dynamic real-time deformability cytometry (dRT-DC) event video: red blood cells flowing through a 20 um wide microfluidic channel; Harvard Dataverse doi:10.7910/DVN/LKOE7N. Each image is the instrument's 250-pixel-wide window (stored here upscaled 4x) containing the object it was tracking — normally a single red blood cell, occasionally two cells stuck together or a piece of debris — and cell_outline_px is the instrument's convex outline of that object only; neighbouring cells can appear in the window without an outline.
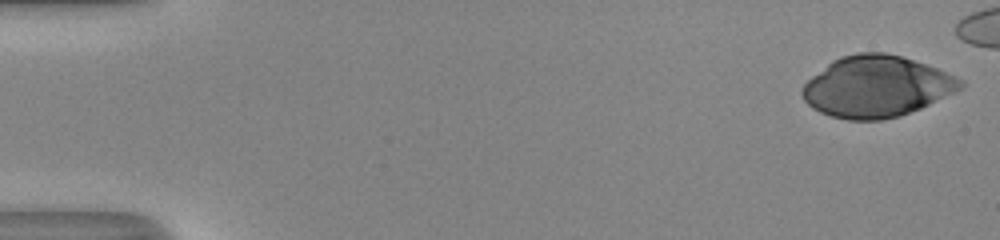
{"species": "human", "species_latin": "Homo sapiens", "temperature_condition": "room temperature", "stored_images_in_passage": 47, "camera_frame_rate_fps": 3000, "um_per_image_px": 0.085, "donor": {"sex": "male"}, "frame": {"image": 1, "passage_image": 1, "time_ms": 0.0, "image_size_px": [1000, 240], "cell_outline_px": [[964, 84], [960, 88], [920, 108], [900, 116], [880, 120], [848, 120], [832, 116], [820, 112], [812, 108], [804, 100], [800, 92], [804, 84], [812, 76], [832, 60], [840, 56], [856, 52], [884, 52], [900, 56], [936, 68], [956, 76], [964, 80]], "centroid_in_image_um": [74.45, 7.35], "position_along_channel_um": 10.5, "area_um2": 56.07}}